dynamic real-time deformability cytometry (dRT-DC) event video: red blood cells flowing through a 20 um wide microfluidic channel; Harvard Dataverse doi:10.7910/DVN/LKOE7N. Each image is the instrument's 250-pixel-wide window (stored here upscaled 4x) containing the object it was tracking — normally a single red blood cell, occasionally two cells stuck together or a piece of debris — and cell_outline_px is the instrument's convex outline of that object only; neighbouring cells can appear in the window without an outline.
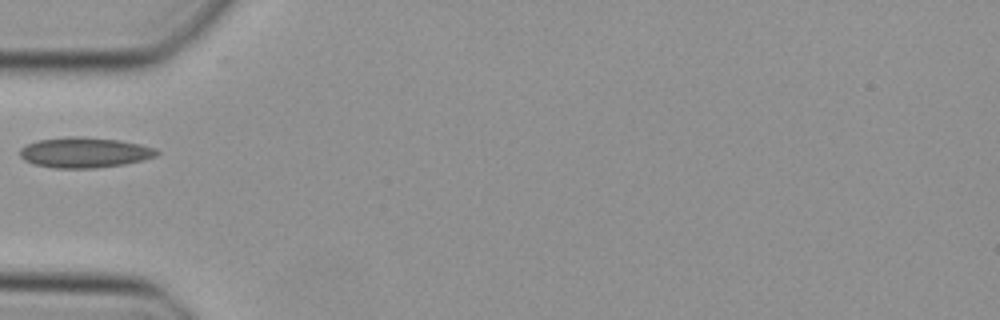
{"species": "Egyptian fruit bat (a non-hibernating species)", "species_latin": "Rousettus aegyptiacus", "temperature_condition": "cold", "stored_images_in_passage": 5, "camera_frame_rate_fps": 3000, "um_per_image_px": 0.085, "animal": {"sex": "female"}, "frame": {"image": 1, "passage_image": 1, "time_ms": 0.0, "image_size_px": [1000, 320], "cell_outline_px": [[160, 152], [156, 156], [144, 160], [124, 164], [92, 168], [52, 168], [36, 164], [24, 160], [20, 156], [20, 148], [36, 140], [72, 136], [80, 136], [120, 140], [140, 144], [156, 148]], "centroid_in_image_um": [7.2, 12.96], "position_along_channel_um": 77.8, "area_um2": 24.28}}
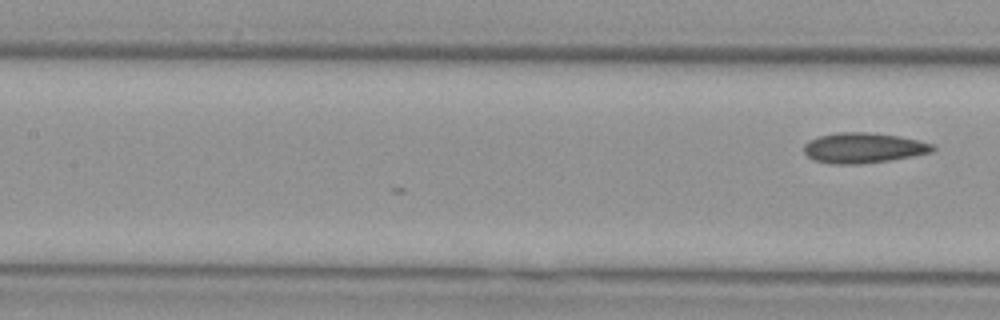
{"frame": {"image": 2, "passage_image": 5, "time_ms": 1.333, "image_size_px": [1000, 320], "cell_outline_px": [[936, 148], [932, 152], [912, 156], [888, 160], [860, 164], [828, 164], [812, 160], [804, 152], [804, 144], [808, 140], [820, 136], [836, 132], [868, 132], [900, 136], [932, 144]], "centroid_in_image_um": [73.34, 12.57], "position_along_channel_um": 134.1, "area_um2": 22.77}}